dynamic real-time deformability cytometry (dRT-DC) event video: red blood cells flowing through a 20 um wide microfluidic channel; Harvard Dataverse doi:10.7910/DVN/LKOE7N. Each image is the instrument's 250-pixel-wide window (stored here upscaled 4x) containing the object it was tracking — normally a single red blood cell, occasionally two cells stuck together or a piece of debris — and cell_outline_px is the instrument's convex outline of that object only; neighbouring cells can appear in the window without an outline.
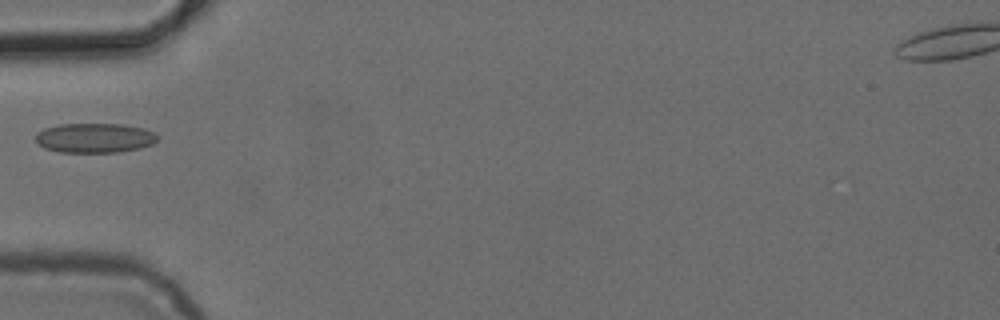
{"species": "common noctule bat (a hibernating species)", "species_latin": "Nyctalus noctula", "temperature_condition": "cold", "stored_images_in_passage": 5, "camera_frame_rate_fps": 3000, "um_per_image_px": 0.085, "animal": {"sex": "female", "body_mass_g": 24.6, "forearm_length_mm": 56.2}, "frame": {"image": 1, "passage_image": 5, "time_ms": 5.667, "image_size_px": [1000, 320], "cell_outline_px": [[160, 136], [152, 144], [140, 148], [120, 152], [60, 152], [44, 148], [36, 140], [36, 132], [44, 128], [60, 124], [120, 124], [144, 128], [156, 132]], "centroid_in_image_um": [8.07, 11.72], "position_along_channel_um": 76.9, "area_um2": 21.15}}